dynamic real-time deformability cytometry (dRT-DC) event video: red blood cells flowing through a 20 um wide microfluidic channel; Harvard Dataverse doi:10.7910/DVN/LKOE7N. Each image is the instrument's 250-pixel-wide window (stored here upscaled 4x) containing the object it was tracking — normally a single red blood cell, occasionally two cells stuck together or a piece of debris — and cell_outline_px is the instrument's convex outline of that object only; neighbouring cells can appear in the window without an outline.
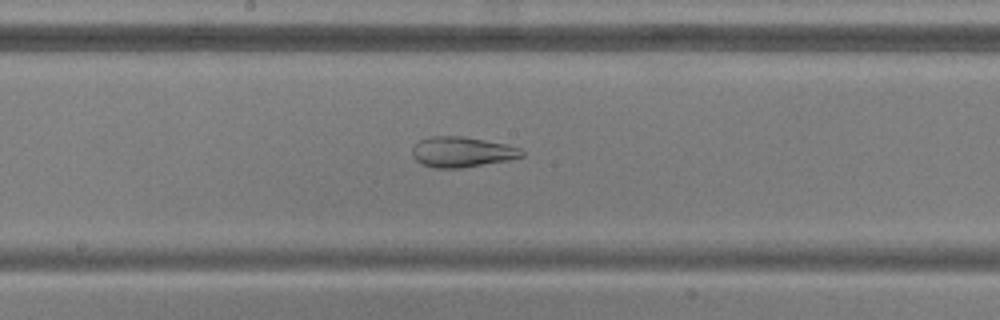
{"species": "common noctule bat (a hibernating species)", "species_latin": "Nyctalus noctula", "temperature_condition": "warm", "stored_images_in_passage": 39, "camera_frame_rate_fps": 3000, "um_per_image_px": 0.085, "animal": {"sex": "male", "body_mass_g": 20.5, "forearm_length_mm": 52.5}, "frame": {"image": 1, "passage_image": 17, "time_ms": 5.333, "image_size_px": [1000, 320], "cell_outline_px": [[524, 156], [508, 160], [460, 168], [432, 168], [420, 164], [412, 156], [412, 148], [420, 140], [428, 136], [464, 136], [508, 144], [520, 148], [524, 152]], "centroid_in_image_um": [39.25, 12.91], "position_along_channel_um": 208.9, "area_um2": 19.59}, "authors_computed_cell_mechanics": {"area_um2": 24.9118, "velocity_mm_per_s": 3.8661, "shape_relaxation_time_tau1_ms": null, "shape_relaxation_time_tau2_ms": 1.6123, "deformation_change_tau1": null, "deformation_change_tau2": 0.0985}}